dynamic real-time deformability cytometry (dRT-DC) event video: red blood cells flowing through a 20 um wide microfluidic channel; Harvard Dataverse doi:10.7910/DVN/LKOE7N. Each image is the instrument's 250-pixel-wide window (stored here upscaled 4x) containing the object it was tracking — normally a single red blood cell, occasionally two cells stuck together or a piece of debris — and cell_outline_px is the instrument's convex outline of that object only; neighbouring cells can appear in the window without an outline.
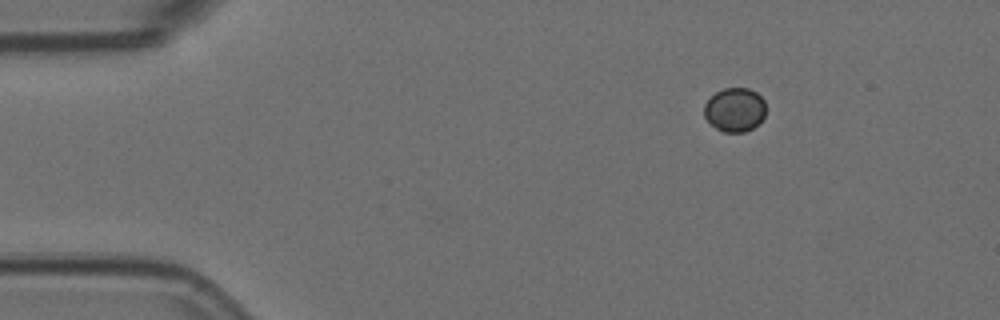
{"species": "Egyptian fruit bat (a non-hibernating species)", "species_latin": "Rousettus aegyptiacus", "temperature_condition": "room temperature", "stored_images_in_passage": 2, "camera_frame_rate_fps": 3000, "um_per_image_px": 0.085, "animal": {"sex": "female"}, "frame": {"image": 1, "passage_image": 1, "time_ms": 0.0, "image_size_px": [1000, 320], "cell_outline_px": [[764, 116], [752, 128], [744, 132], [724, 132], [716, 128], [704, 116], [704, 104], [716, 92], [724, 88], [748, 88], [756, 92], [764, 100]], "centroid_in_image_um": [62.44, 9.32], "position_along_channel_um": 22.6, "area_um2": 15.55}}